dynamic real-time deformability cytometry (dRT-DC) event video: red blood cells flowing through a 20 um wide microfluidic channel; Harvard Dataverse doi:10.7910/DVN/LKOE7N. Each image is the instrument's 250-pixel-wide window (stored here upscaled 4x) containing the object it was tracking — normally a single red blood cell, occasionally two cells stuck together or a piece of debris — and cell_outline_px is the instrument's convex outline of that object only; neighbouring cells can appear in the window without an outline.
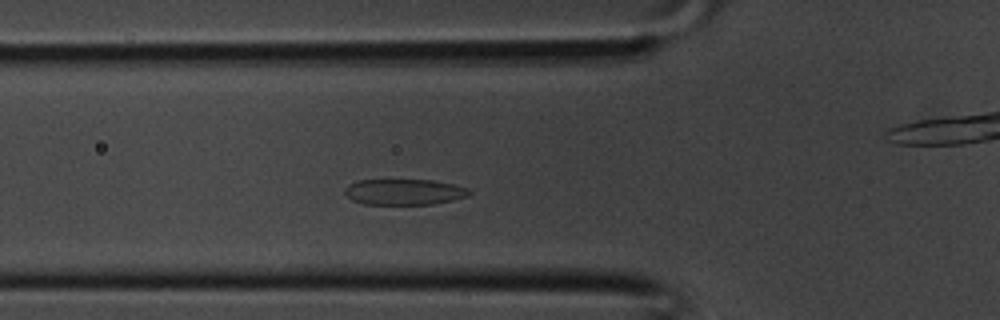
{"species": "common noctule bat (a hibernating species)", "species_latin": "Nyctalus noctula", "temperature_condition": "room temperature", "stored_images_in_passage": 28, "camera_frame_rate_fps": 3000, "um_per_image_px": 0.085, "animal": {"sex": "male", "body_mass_g": 20.1, "forearm_length_mm": 53.5}, "frame": {"image": 1, "passage_image": 7, "time_ms": 2.0, "image_size_px": [1000, 320], "cell_outline_px": [[472, 192], [468, 196], [452, 200], [432, 204], [364, 204], [352, 200], [344, 192], [344, 188], [348, 184], [356, 180], [432, 180], [452, 184], [468, 188]], "centroid_in_image_um": [34.33, 16.31], "position_along_channel_um": 91.5, "area_um2": 18.73}}
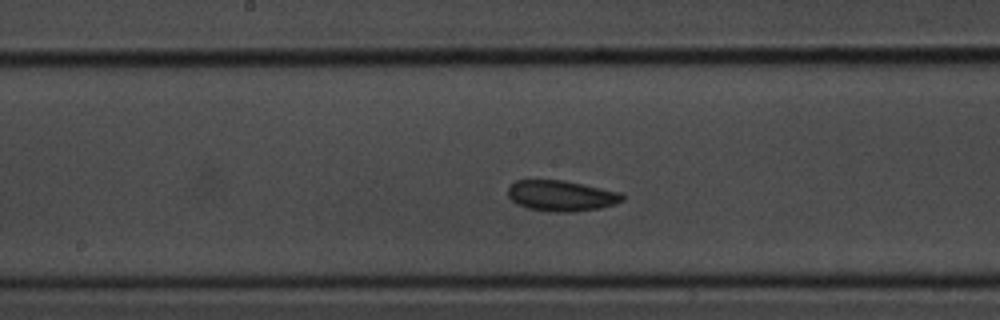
{"frame": {"image": 2, "passage_image": 13, "time_ms": 4.0, "image_size_px": [1000, 320], "cell_outline_px": [[624, 200], [616, 204], [600, 208], [572, 212], [548, 212], [528, 208], [516, 204], [508, 196], [508, 188], [516, 180], [564, 180], [620, 192], [624, 196]], "centroid_in_image_um": [47.71, 16.65], "position_along_channel_um": 200.5, "area_um2": 20.58}}
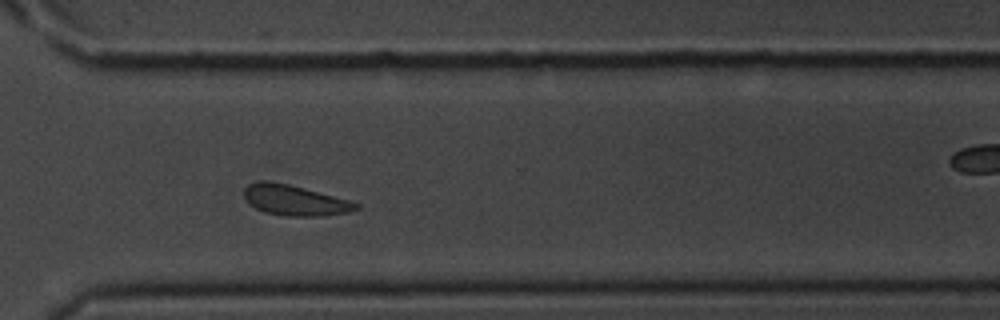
{"frame": {"image": 3, "passage_image": 21, "time_ms": 6.667, "image_size_px": [1000, 320], "cell_outline_px": [[360, 208], [348, 212], [324, 216], [284, 216], [268, 212], [256, 208], [244, 196], [244, 188], [248, 184], [260, 180], [268, 180], [288, 184], [304, 188], [348, 200], [360, 204]], "centroid_in_image_um": [25.06, 17.02], "position_along_channel_um": 345.5, "area_um2": 19.65}}